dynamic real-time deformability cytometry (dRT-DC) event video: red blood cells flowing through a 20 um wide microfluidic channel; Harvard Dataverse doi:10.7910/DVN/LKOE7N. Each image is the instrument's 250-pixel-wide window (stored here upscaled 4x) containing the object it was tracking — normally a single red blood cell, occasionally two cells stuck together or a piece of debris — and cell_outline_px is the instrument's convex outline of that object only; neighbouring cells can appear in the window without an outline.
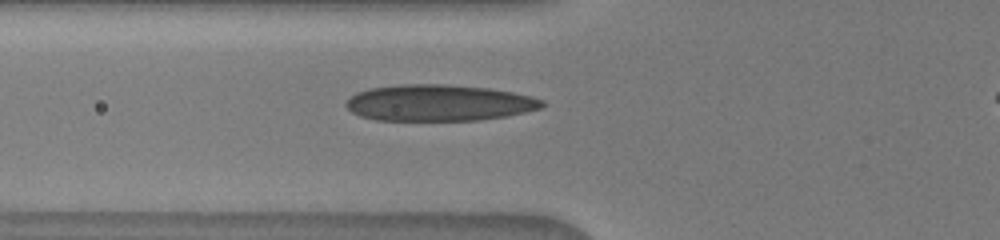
{"species": "human", "species_latin": "Homo sapiens", "temperature_condition": "warm", "stored_images_in_passage": 18, "camera_frame_rate_fps": 3000, "um_per_image_px": 0.085, "donor": {"sex": "male"}, "frame": {"image": 1, "passage_image": 11, "time_ms": 3.333, "image_size_px": [1000, 240], "cell_outline_px": [[544, 108], [508, 116], [480, 120], [376, 120], [360, 116], [352, 112], [344, 104], [356, 92], [368, 88], [400, 84], [448, 84], [488, 88], [512, 92], [532, 96], [544, 100]], "centroid_in_image_um": [37.33, 8.74], "position_along_channel_um": 88.5, "area_um2": 41.79}}